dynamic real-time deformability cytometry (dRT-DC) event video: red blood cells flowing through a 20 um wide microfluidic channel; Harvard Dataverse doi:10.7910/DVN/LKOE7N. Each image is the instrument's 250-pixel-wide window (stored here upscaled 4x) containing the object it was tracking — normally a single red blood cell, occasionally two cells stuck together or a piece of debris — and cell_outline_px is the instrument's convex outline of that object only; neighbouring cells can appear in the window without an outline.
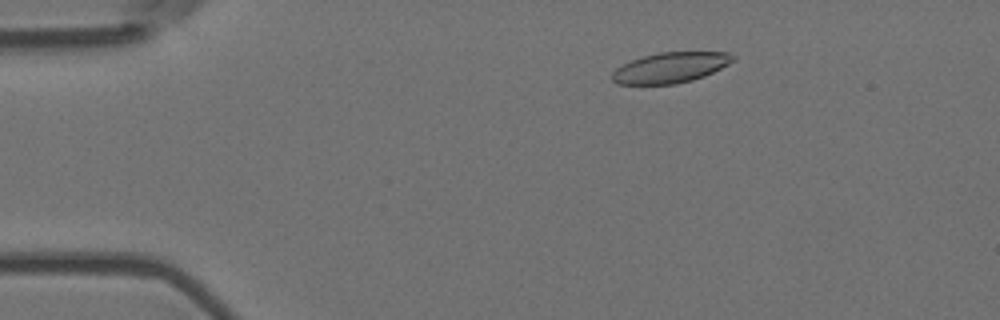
{"species": "Egyptian fruit bat (a non-hibernating species)", "species_latin": "Rousettus aegyptiacus", "temperature_condition": "room temperature", "stored_images_in_passage": 56, "camera_frame_rate_fps": 3000, "um_per_image_px": 0.085, "animal": {"sex": "female"}, "frame": {"image": 1, "passage_image": 10, "time_ms": 3.0, "image_size_px": [1000, 320], "cell_outline_px": [[736, 56], [728, 64], [704, 76], [692, 80], [676, 84], [616, 84], [612, 80], [612, 72], [616, 68], [632, 60], [644, 56], [660, 52], [732, 52]], "centroid_in_image_um": [56.99, 5.74], "position_along_channel_um": 28.0, "area_um2": 21.33}}
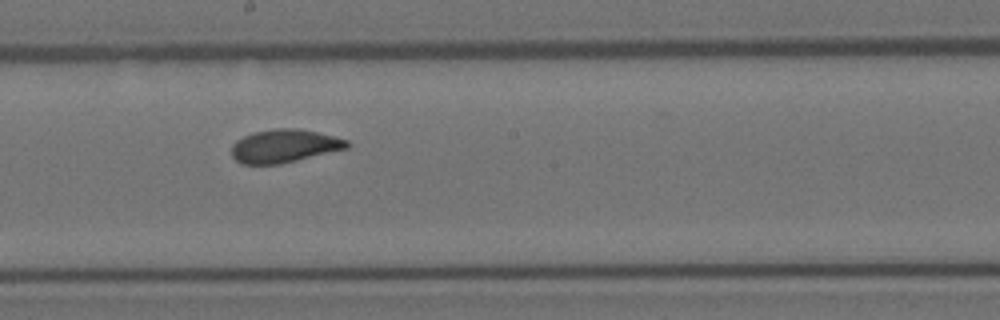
{"frame": {"image": 2, "passage_image": 31, "time_ms": 10.0, "image_size_px": [1000, 320], "cell_outline_px": [[352, 144], [348, 148], [280, 164], [240, 164], [232, 156], [232, 144], [236, 140], [252, 132], [276, 128], [296, 128], [316, 132], [348, 140]], "centroid_in_image_um": [24.15, 12.41], "position_along_channel_um": 224.0, "area_um2": 22.31}}
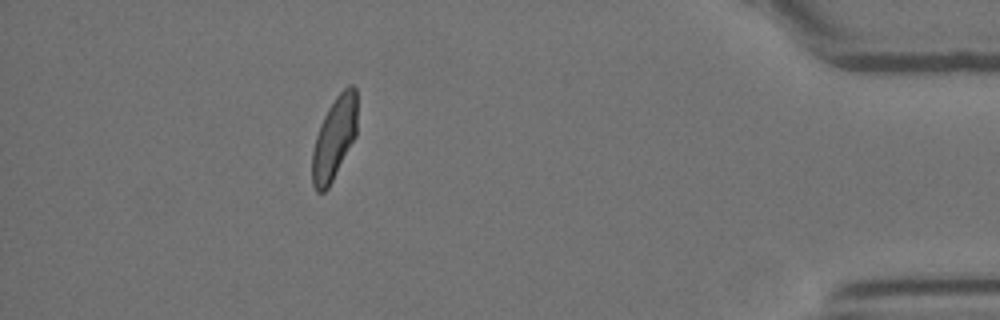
{"frame": {"image": 3, "passage_image": 50, "time_ms": 16.333, "image_size_px": [1000, 320], "cell_outline_px": [[356, 136], [328, 188], [324, 192], [316, 192], [312, 184], [312, 152], [316, 136], [320, 124], [328, 108], [336, 96], [348, 84], [352, 84], [356, 88]], "centroid_in_image_um": [28.4, 11.75], "position_along_channel_um": 406.8, "area_um2": 21.56}, "authors_computed_cell_mechanics": {"area_um2": 22.3108, "velocity_mm_per_s": 3.6888, "shape_relaxation_time_tau1_ms": 4.505, "shape_relaxation_time_tau2_ms": 1.7047, "deformation_change_tau1": 0.1393, "deformation_change_tau2": 0.0523}}